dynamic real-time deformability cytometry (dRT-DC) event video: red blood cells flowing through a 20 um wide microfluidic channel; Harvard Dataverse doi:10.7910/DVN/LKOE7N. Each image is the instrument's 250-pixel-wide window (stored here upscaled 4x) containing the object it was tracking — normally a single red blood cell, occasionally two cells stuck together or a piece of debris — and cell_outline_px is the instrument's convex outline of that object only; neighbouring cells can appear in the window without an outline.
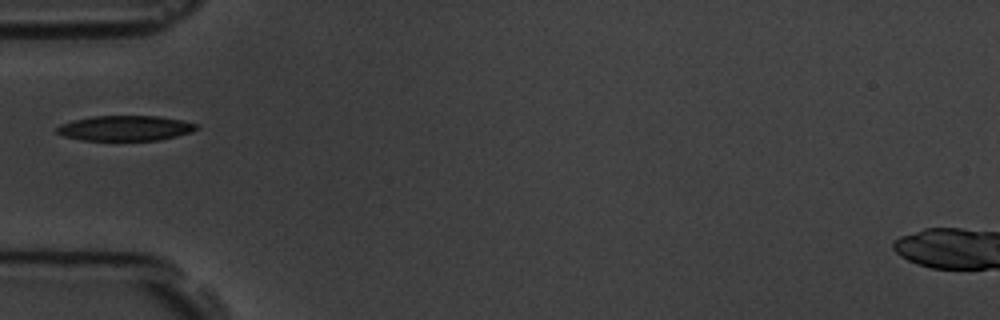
{"species": "common noctule bat (a hibernating species)", "species_latin": "Nyctalus noctula", "temperature_condition": "room temperature", "stored_images_in_passage": 1, "camera_frame_rate_fps": 3000, "um_per_image_px": 0.085, "animal": {"sex": "male", "body_mass_g": 19.5, "forearm_length_mm": 54.6}, "frame": {"image": 1, "passage_image": 1, "time_ms": 0.0, "image_size_px": [1000, 320], "cell_outline_px": [[200, 128], [192, 132], [160, 140], [84, 140], [64, 136], [56, 132], [56, 128], [60, 124], [72, 120], [92, 116], [160, 116], [200, 124]], "centroid_in_image_um": [10.68, 10.89], "position_along_channel_um": 74.3, "area_um2": 20.58}}